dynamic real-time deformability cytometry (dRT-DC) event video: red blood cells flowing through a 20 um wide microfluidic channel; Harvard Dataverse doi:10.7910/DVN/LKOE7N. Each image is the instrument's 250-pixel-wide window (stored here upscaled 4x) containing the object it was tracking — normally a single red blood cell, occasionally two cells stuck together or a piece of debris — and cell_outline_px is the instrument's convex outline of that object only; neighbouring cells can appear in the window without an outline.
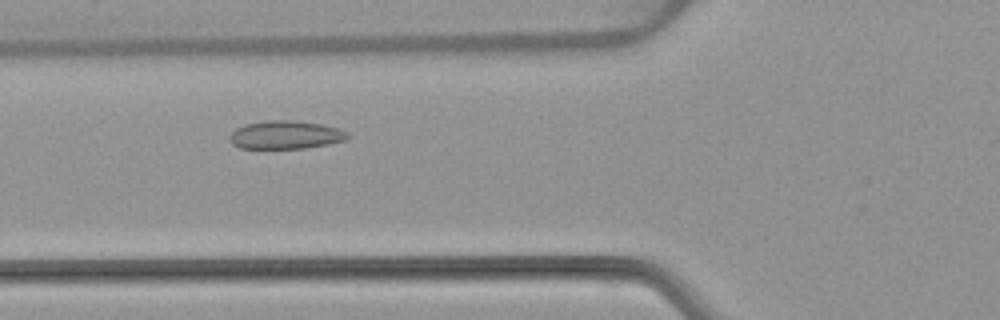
{"species": "common noctule bat (a hibernating species)", "species_latin": "Nyctalus noctula", "temperature_condition": "warm", "stored_images_in_passage": 47, "camera_frame_rate_fps": 3000, "um_per_image_px": 0.085, "animal": {"sex": "female", "body_mass_g": 22.7, "forearm_length_mm": 54.2}, "frame": {"image": 1, "passage_image": 14, "time_ms": 4.333, "image_size_px": [1000, 320], "cell_outline_px": [[348, 140], [328, 144], [304, 148], [240, 148], [232, 144], [228, 136], [236, 128], [244, 124], [268, 120], [292, 120], [320, 124], [340, 128], [348, 132]], "centroid_in_image_um": [24.28, 11.46], "position_along_channel_um": 101.5, "area_um2": 19.48}}
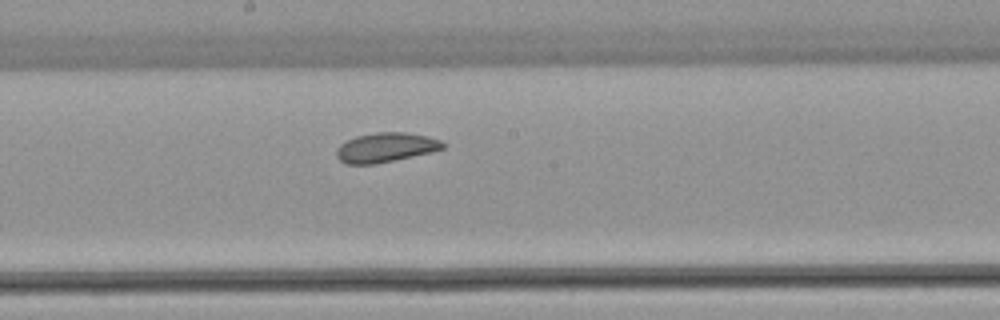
{"frame": {"image": 2, "passage_image": 23, "time_ms": 7.333, "image_size_px": [1000, 320], "cell_outline_px": [[444, 148], [432, 152], [396, 160], [376, 164], [344, 164], [336, 156], [336, 152], [340, 144], [356, 136], [376, 132], [404, 132], [428, 136], [440, 140], [444, 144]], "centroid_in_image_um": [32.78, 12.54], "position_along_channel_um": 215.4, "area_um2": 18.32}}
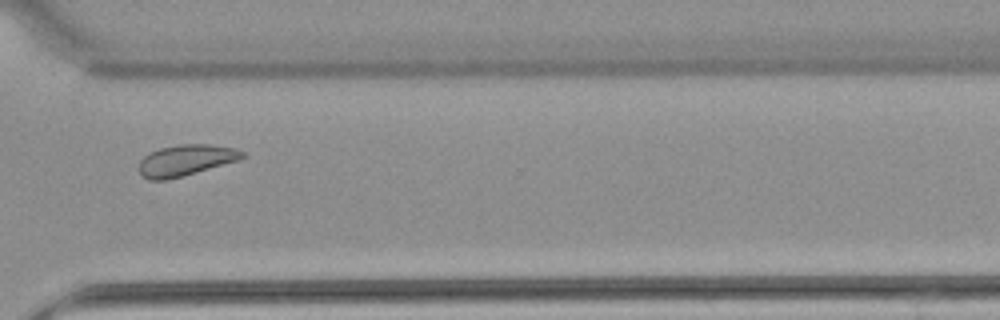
{"frame": {"image": 3, "passage_image": 34, "time_ms": 11.0, "image_size_px": [1000, 320], "cell_outline_px": [[244, 156], [240, 160], [184, 176], [168, 180], [148, 180], [140, 172], [140, 160], [148, 152], [160, 148], [176, 144], [208, 144], [236, 148], [244, 152]], "centroid_in_image_um": [15.8, 13.62], "position_along_channel_um": 354.8, "area_um2": 18.9}, "authors_computed_cell_mechanics": {"area_um2": 19.363, "velocity_mm_per_s": 3.7929, "shape_relaxation_time_tau1_ms": 5.4817, "shape_relaxation_time_tau2_ms": 3.2687, "deformation_change_tau1": 0.0737, "deformation_change_tau2": 0.0621}}